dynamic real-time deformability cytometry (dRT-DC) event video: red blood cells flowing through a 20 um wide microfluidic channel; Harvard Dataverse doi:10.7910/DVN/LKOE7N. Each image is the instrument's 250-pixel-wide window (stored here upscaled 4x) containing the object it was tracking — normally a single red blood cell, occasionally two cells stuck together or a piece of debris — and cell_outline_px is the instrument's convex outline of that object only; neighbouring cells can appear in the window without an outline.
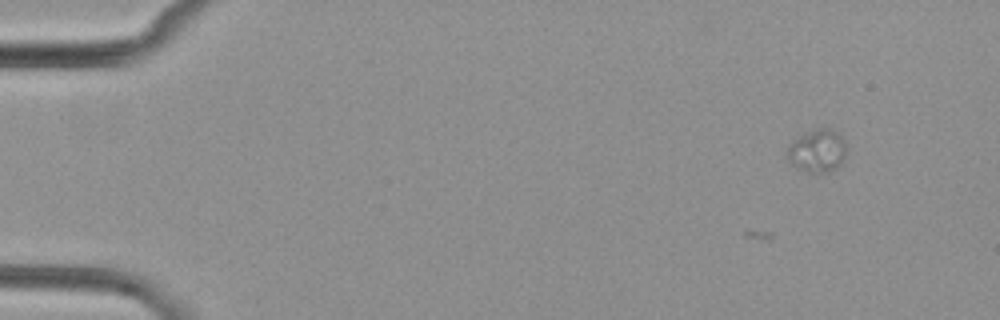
{"species": "common noctule bat (a hibernating species)", "species_latin": "Nyctalus noctula", "temperature_condition": "cold", "stored_images_in_passage": 6, "camera_frame_rate_fps": 3000, "um_per_image_px": 0.085, "animal": {"sex": "female", "body_mass_g": 29.2, "forearm_length_mm": 56.3}, "frame": {"image": 1, "passage_image": 3, "time_ms": 2.333, "image_size_px": [1000, 320], "cell_outline_px": [[844, 156], [840, 164], [824, 172], [808, 172], [792, 164], [784, 156], [788, 144], [796, 136], [820, 128], [832, 128], [844, 140]], "centroid_in_image_um": [69.39, 12.79], "position_along_channel_um": 15.6, "area_um2": 14.57}}